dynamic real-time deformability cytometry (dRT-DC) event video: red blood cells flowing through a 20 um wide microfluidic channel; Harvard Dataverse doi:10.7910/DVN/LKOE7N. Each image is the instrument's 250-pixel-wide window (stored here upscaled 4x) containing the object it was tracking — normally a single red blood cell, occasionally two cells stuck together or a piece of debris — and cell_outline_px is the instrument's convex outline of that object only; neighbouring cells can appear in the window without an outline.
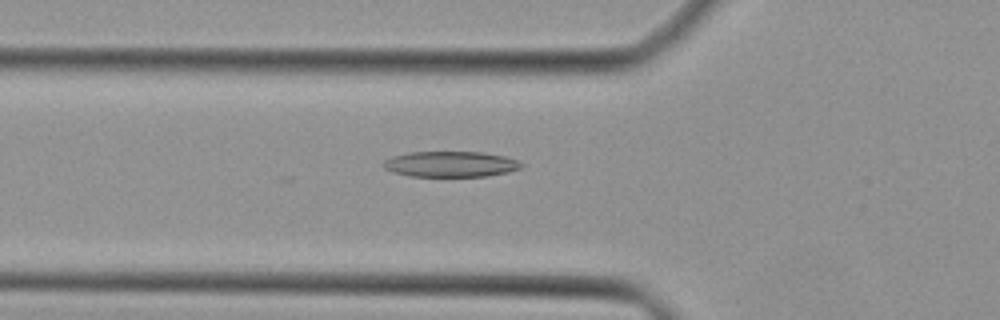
{"species": "Egyptian fruit bat (a non-hibernating species)", "species_latin": "Rousettus aegyptiacus", "temperature_condition": "cold", "stored_images_in_passage": 32, "camera_frame_rate_fps": 3000, "um_per_image_px": 0.085, "animal": {"sex": "female"}, "frame": {"image": 1, "passage_image": 3, "time_ms": 0.667, "image_size_px": [1000, 320], "cell_outline_px": [[524, 164], [520, 168], [508, 172], [488, 176], [408, 176], [392, 172], [384, 168], [380, 164], [384, 160], [392, 156], [408, 152], [484, 152], [504, 156], [516, 160]], "centroid_in_image_um": [38.26, 13.95], "position_along_channel_um": 87.5, "area_um2": 20.75}}
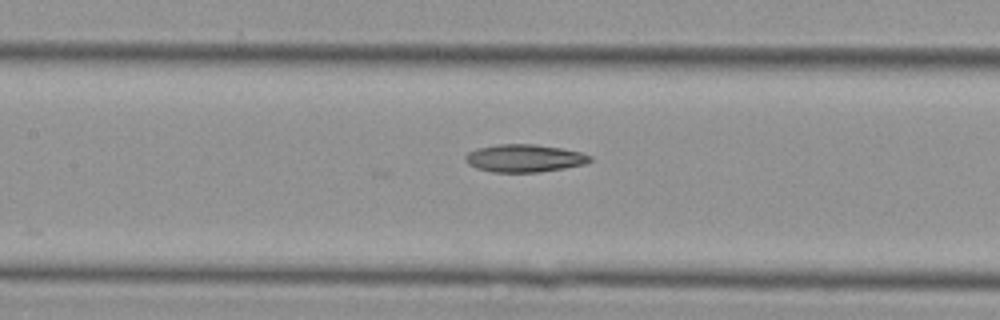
{"frame": {"image": 2, "passage_image": 8, "time_ms": 2.333, "image_size_px": [1000, 320], "cell_outline_px": [[592, 160], [584, 164], [564, 168], [536, 172], [492, 172], [476, 168], [468, 164], [464, 160], [464, 156], [468, 152], [476, 148], [500, 144], [536, 144], [560, 148], [580, 152], [592, 156]], "centroid_in_image_um": [44.53, 13.44], "position_along_channel_um": 162.9, "area_um2": 20.11}}
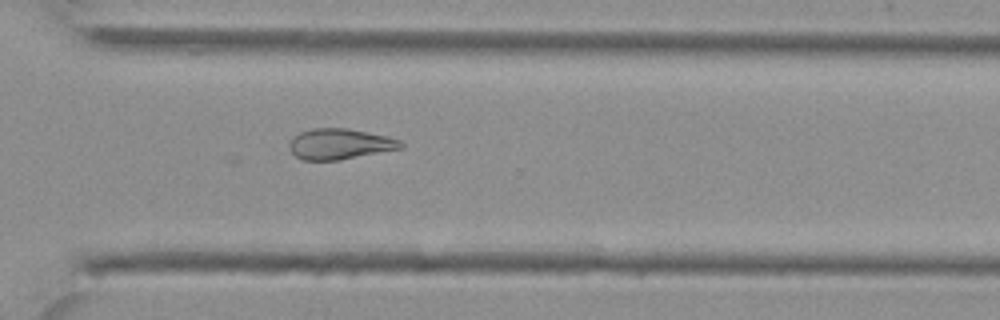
{"frame": {"image": 3, "passage_image": 20, "time_ms": 6.333, "image_size_px": [1000, 320], "cell_outline_px": [[404, 148], [340, 160], [300, 160], [288, 148], [288, 144], [292, 136], [300, 132], [312, 128], [344, 128], [388, 136], [400, 140], [404, 144]], "centroid_in_image_um": [28.87, 12.24], "position_along_channel_um": 341.7, "area_um2": 20.11}}